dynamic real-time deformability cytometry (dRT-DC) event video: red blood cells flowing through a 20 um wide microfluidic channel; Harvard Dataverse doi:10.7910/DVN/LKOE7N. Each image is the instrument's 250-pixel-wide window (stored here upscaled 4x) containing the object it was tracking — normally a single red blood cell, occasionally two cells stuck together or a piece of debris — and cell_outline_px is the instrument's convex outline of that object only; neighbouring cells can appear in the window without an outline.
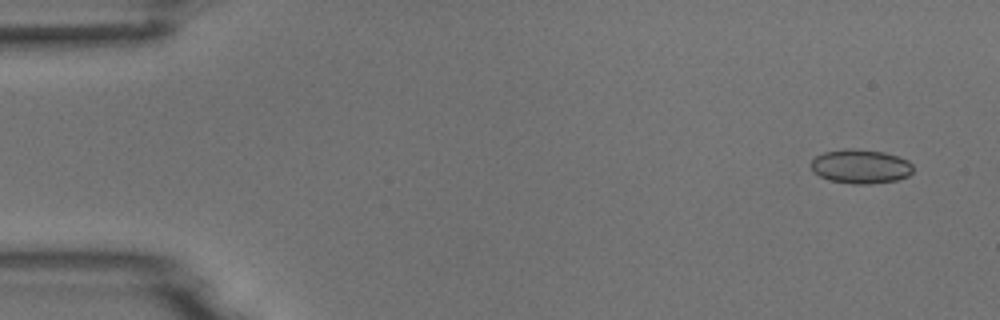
{"species": "common noctule bat (a hibernating species)", "species_latin": "Nyctalus noctula", "temperature_condition": "room temperature", "stored_images_in_passage": 5, "camera_frame_rate_fps": 3000, "um_per_image_px": 0.085, "animal": {"sex": "male", "body_mass_g": 18.8}, "frame": {"image": 1, "passage_image": 1, "time_ms": 0.0, "image_size_px": [1000, 320], "cell_outline_px": [[912, 172], [908, 176], [896, 180], [868, 184], [852, 184], [828, 180], [812, 172], [812, 160], [816, 156], [824, 152], [844, 148], [848, 148], [884, 152], [900, 156], [908, 160], [912, 164]], "centroid_in_image_um": [73.15, 14.14], "position_along_channel_um": 11.8, "area_um2": 20.4}}
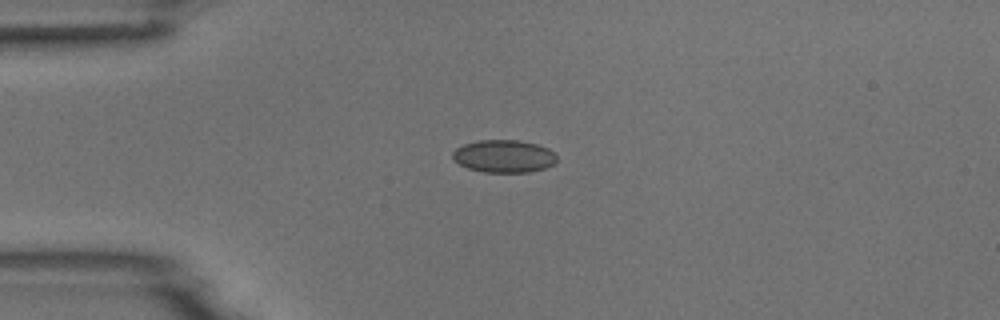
{"frame": {"image": 2, "passage_image": 4, "time_ms": 3.333, "image_size_px": [1000, 320], "cell_outline_px": [[556, 160], [552, 164], [544, 168], [528, 172], [484, 172], [468, 168], [452, 160], [452, 152], [456, 148], [464, 144], [476, 140], [520, 140], [536, 144], [548, 148], [556, 156]], "centroid_in_image_um": [42.79, 13.27], "position_along_channel_um": 42.2, "area_um2": 19.77}}